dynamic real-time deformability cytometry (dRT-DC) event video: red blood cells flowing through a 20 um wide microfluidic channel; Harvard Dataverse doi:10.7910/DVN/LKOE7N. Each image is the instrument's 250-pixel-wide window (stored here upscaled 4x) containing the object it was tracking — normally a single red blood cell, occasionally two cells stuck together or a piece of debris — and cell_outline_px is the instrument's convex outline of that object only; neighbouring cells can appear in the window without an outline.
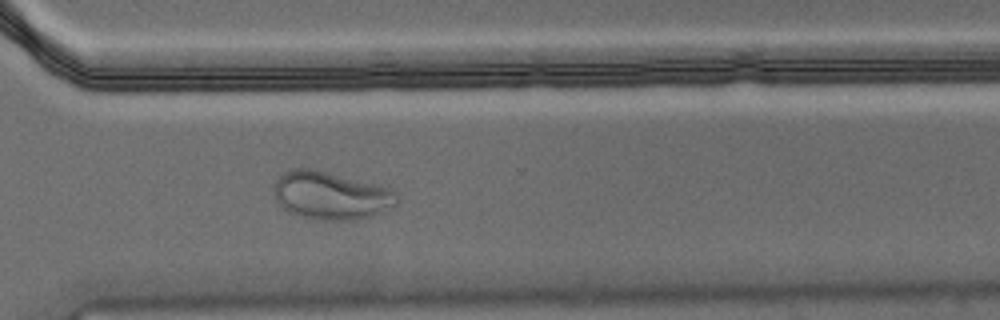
{"species": "Egyptian fruit bat (a non-hibernating species)", "species_latin": "Rousettus aegyptiacus", "temperature_condition": "warm", "stored_images_in_passage": 55, "camera_frame_rate_fps": 3000, "um_per_image_px": 0.085, "animal": {"sex": "male"}, "frame": {"image": 1, "passage_image": 40, "time_ms": 13.0, "image_size_px": [1000, 320], "cell_outline_px": [[400, 200], [396, 204], [372, 216], [356, 220], [312, 220], [292, 216], [272, 196], [276, 180], [288, 168], [312, 168], [392, 188], [400, 196]], "centroid_in_image_um": [28.1, 16.63], "position_along_channel_um": 342.5, "area_um2": 35.03}}